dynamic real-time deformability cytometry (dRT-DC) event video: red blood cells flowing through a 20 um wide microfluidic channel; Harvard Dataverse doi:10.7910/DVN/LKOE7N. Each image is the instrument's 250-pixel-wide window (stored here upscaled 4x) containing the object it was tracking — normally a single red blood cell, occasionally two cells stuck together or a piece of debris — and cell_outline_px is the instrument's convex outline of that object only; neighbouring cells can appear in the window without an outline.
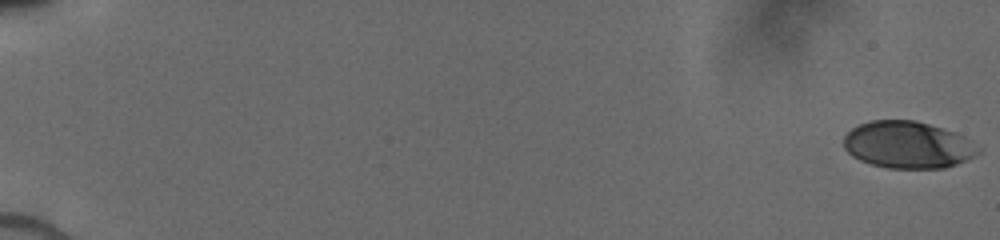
{"species": "human", "species_latin": "Homo sapiens", "temperature_condition": "cold", "stored_images_in_passage": 47, "camera_frame_rate_fps": 3000, "um_per_image_px": 0.085, "donor": {"sex": "male"}, "frame": {"image": 1, "passage_image": 1, "time_ms": 0.0, "image_size_px": [1000, 240], "cell_outline_px": [[984, 148], [980, 152], [956, 164], [944, 168], [888, 168], [872, 164], [860, 160], [852, 156], [844, 148], [844, 136], [852, 128], [860, 124], [872, 120], [916, 120], [964, 136], [972, 140]], "centroid_in_image_um": [77.18, 12.31], "position_along_channel_um": 7.8, "area_um2": 36.76}}
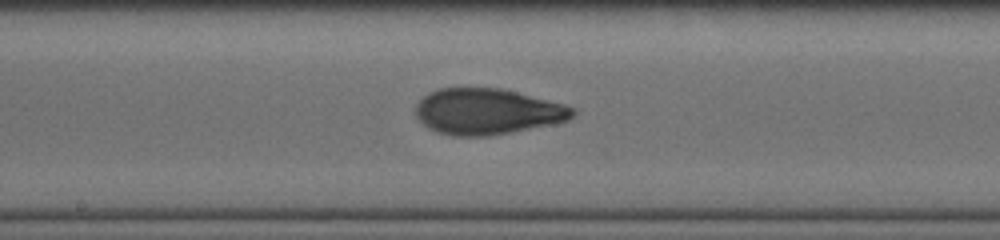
{"frame": {"image": 2, "passage_image": 27, "time_ms": 10.0, "image_size_px": [1000, 240], "cell_outline_px": [[576, 112], [568, 120], [556, 124], [488, 136], [452, 136], [436, 132], [428, 128], [416, 116], [416, 104], [428, 92], [440, 88], [500, 88], [564, 104], [576, 108]], "centroid_in_image_um": [41.42, 9.49], "position_along_channel_um": 206.8, "area_um2": 42.08}}
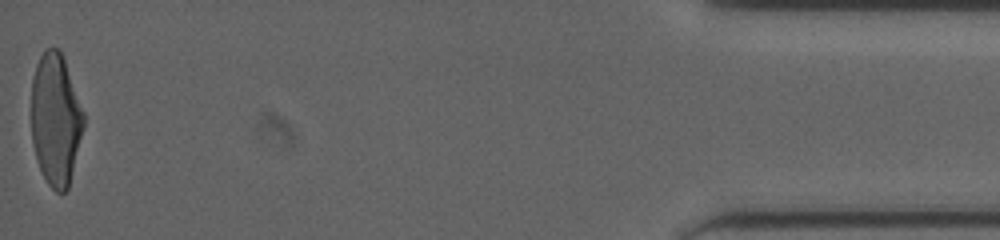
{"frame": {"image": 3, "passage_image": 47, "time_ms": 17.333, "image_size_px": [1000, 240], "cell_outline_px": [[84, 128], [68, 188], [64, 192], [56, 192], [48, 184], [36, 160], [32, 140], [32, 76], [36, 64], [44, 48], [60, 48], [84, 112]], "centroid_in_image_um": [4.73, 10.13], "position_along_channel_um": 430.5, "area_um2": 40.29}}